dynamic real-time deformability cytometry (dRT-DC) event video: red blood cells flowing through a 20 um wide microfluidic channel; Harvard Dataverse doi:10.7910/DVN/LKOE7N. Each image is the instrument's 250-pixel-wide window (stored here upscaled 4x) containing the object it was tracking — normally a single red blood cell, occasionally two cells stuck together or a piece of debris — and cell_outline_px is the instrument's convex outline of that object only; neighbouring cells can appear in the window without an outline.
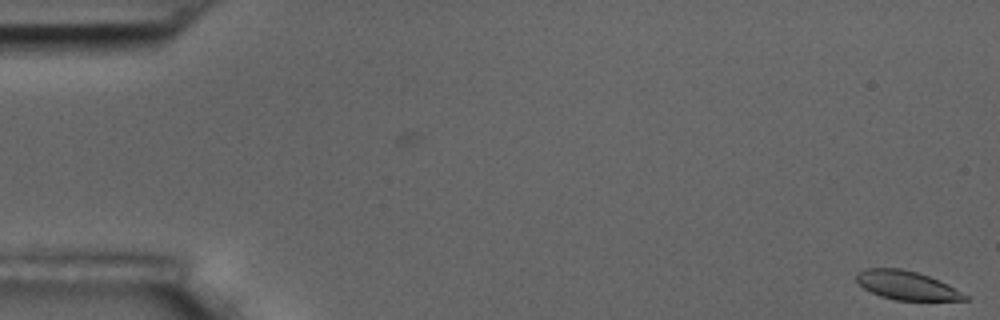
{"species": "common noctule bat (a hibernating species)", "species_latin": "Nyctalus noctula", "temperature_condition": "room temperature", "stored_images_in_passage": 6, "camera_frame_rate_fps": 3000, "um_per_image_px": 0.085, "animal": {"sex": "male", "body_mass_g": 17.5, "forearm_length_mm": 52.3}, "frame": {"image": 1, "passage_image": 1, "time_ms": 0.0, "image_size_px": [1000, 320], "cell_outline_px": [[972, 296], [968, 300], [896, 300], [880, 296], [864, 288], [856, 280], [856, 272], [864, 268], [900, 268], [916, 272], [928, 276]], "centroid_in_image_um": [77.07, 24.25], "position_along_channel_um": 7.9, "area_um2": 18.09}}
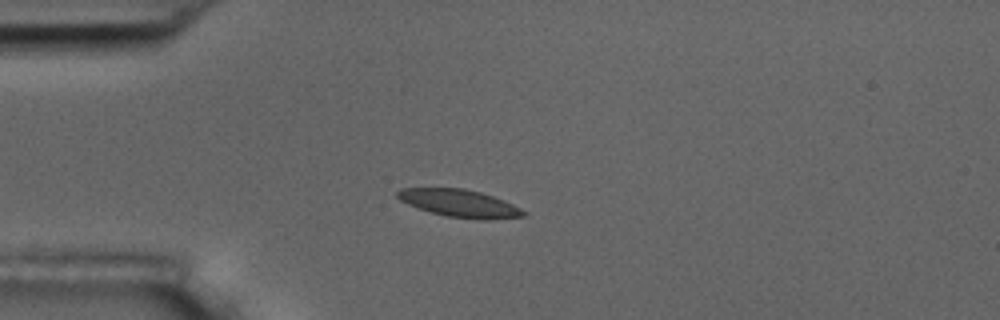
{"frame": {"image": 2, "passage_image": 5, "time_ms": 4.667, "image_size_px": [1000, 320], "cell_outline_px": [[528, 212], [524, 216], [488, 220], [480, 220], [444, 216], [408, 204], [400, 200], [396, 196], [396, 192], [400, 188], [464, 188], [480, 192], [504, 200]], "centroid_in_image_um": [39.08, 17.28], "position_along_channel_um": 45.9, "area_um2": 20.23}}